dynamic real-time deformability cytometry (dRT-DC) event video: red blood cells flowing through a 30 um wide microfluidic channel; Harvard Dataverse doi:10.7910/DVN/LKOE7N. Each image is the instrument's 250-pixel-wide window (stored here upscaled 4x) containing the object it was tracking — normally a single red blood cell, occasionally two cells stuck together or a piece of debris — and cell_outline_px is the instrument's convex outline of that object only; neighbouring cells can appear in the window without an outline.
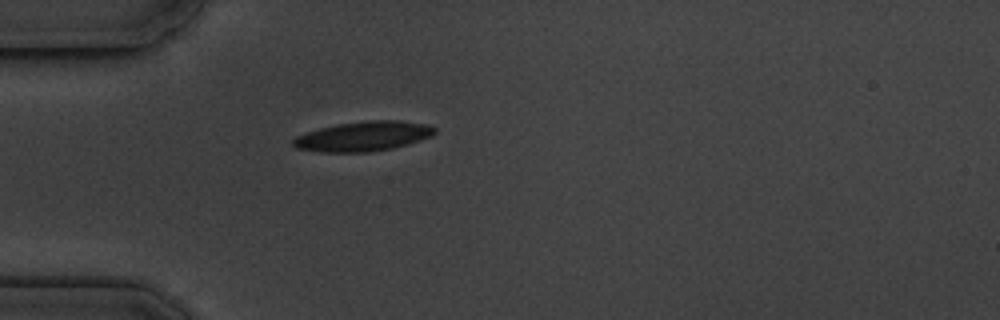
{"species": "common noctule bat (a hibernating species)", "species_latin": "Nyctalus noctula", "temperature_condition": "cold", "stored_images_in_passage": 5, "camera_frame_rate_fps": 3000, "um_per_image_px": 0.085, "animal": {"sex": "male", "body_mass_g": 19.5, "forearm_length_mm": 54.6}, "frame": {"image": 1, "passage_image": 5, "time_ms": 5.333, "image_size_px": [1000, 320], "cell_outline_px": [[436, 132], [420, 140], [408, 144], [392, 148], [368, 152], [320, 152], [296, 148], [292, 144], [292, 140], [296, 136], [320, 128], [336, 124], [368, 120], [396, 120], [424, 124], [436, 128]], "centroid_in_image_um": [30.84, 11.58], "position_along_channel_um": 54.2, "area_um2": 24.33}}